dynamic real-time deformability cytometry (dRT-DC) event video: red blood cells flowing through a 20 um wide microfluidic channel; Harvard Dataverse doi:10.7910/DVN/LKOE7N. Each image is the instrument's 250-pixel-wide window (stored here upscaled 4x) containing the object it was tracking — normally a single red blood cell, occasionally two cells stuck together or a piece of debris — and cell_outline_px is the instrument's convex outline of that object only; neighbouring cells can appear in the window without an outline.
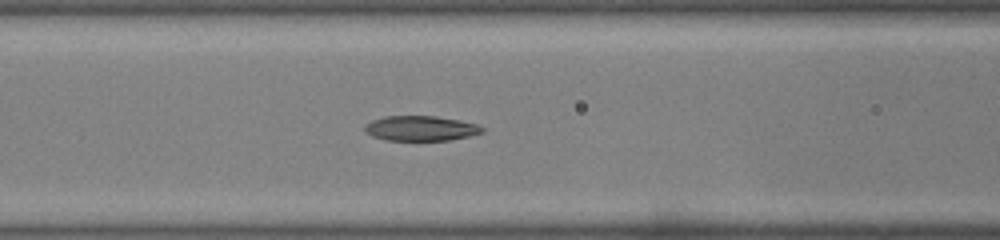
{"species": "common noctule bat (a hibernating species)", "species_latin": "Nyctalus noctula", "temperature_condition": "warm", "stored_images_in_passage": 36, "camera_frame_rate_fps": 3000, "um_per_image_px": 0.085, "animal": {"sex": "male", "body_mass_g": 19.0, "forearm_length_mm": 50.8}, "frame": {"image": 1, "passage_image": 11, "time_ms": 3.333, "image_size_px": [1000, 240], "cell_outline_px": [[484, 132], [468, 136], [448, 140], [388, 140], [372, 136], [364, 132], [364, 124], [372, 120], [384, 116], [436, 116], [460, 120], [476, 124], [484, 128]], "centroid_in_image_um": [35.73, 10.9], "position_along_channel_um": 130.9, "area_um2": 17.11}}
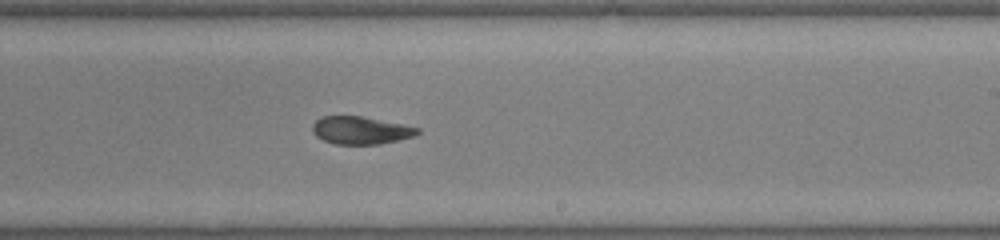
{"frame": {"image": 2, "passage_image": 19, "time_ms": 6.0, "image_size_px": [1000, 240], "cell_outline_px": [[420, 132], [416, 136], [400, 140], [380, 144], [336, 144], [324, 140], [316, 136], [312, 132], [312, 124], [316, 120], [324, 116], [360, 116], [404, 124], [420, 128]], "centroid_in_image_um": [30.69, 11.08], "position_along_channel_um": 258.3, "area_um2": 17.05}}
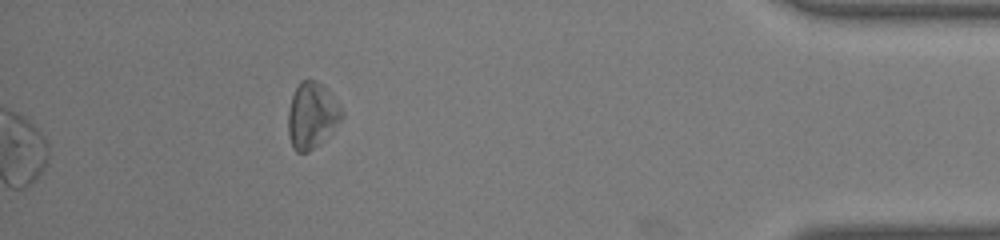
{"frame": {"image": 3, "passage_image": 36, "time_ms": 11.667, "image_size_px": [1000, 240], "cell_outline_px": [[344, 116], [308, 152], [296, 152], [292, 148], [288, 132], [288, 112], [292, 96], [300, 80], [316, 80], [324, 88], [344, 112]], "centroid_in_image_um": [26.45, 9.8], "position_along_channel_um": 408.8, "area_um2": 19.77}}